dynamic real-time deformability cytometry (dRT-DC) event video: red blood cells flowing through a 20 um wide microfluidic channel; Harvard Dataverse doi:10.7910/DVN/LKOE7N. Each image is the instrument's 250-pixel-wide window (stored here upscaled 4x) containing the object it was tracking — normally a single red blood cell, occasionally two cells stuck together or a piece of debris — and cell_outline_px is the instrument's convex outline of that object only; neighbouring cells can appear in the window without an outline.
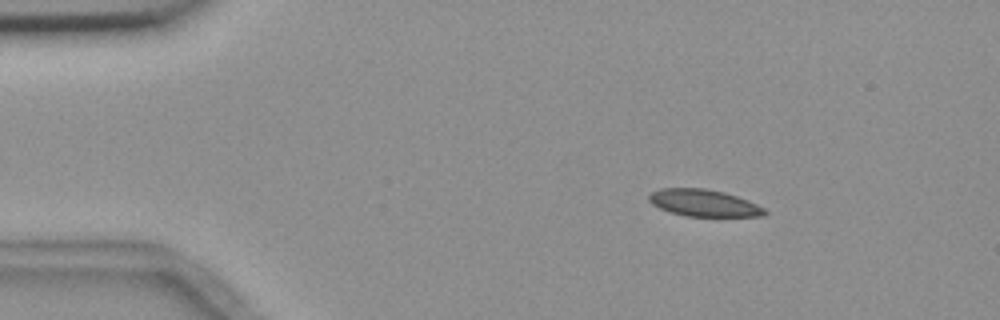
{"species": "common noctule bat (a hibernating species)", "species_latin": "Nyctalus noctula", "temperature_condition": "room temperature", "stored_images_in_passage": 5, "camera_frame_rate_fps": 3000, "um_per_image_px": 0.085, "animal": {"sex": "female", "body_mass_g": 18.4}, "frame": {"image": 1, "passage_image": 2, "time_ms": 1.333, "image_size_px": [1000, 320], "cell_outline_px": [[768, 212], [764, 216], [684, 216], [660, 208], [652, 204], [648, 200], [648, 196], [652, 192], [660, 188], [704, 188], [724, 192], [748, 200], [764, 208]], "centroid_in_image_um": [59.82, 17.25], "position_along_channel_um": 25.2, "area_um2": 18.09}}
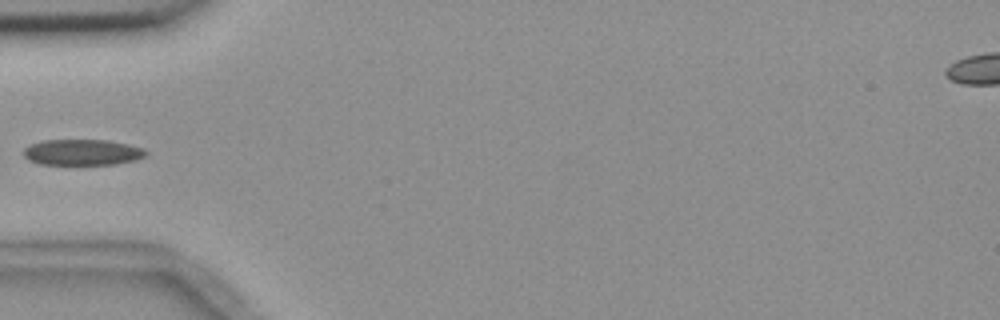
{"frame": {"image": 2, "passage_image": 5, "time_ms": 4.667, "image_size_px": [1000, 320], "cell_outline_px": [[148, 156], [136, 160], [116, 164], [40, 164], [28, 160], [24, 156], [24, 148], [28, 144], [40, 140], [108, 140], [128, 144], [144, 148], [148, 152]], "centroid_in_image_um": [7.01, 12.94], "position_along_channel_um": 78.0, "area_um2": 18.73}}